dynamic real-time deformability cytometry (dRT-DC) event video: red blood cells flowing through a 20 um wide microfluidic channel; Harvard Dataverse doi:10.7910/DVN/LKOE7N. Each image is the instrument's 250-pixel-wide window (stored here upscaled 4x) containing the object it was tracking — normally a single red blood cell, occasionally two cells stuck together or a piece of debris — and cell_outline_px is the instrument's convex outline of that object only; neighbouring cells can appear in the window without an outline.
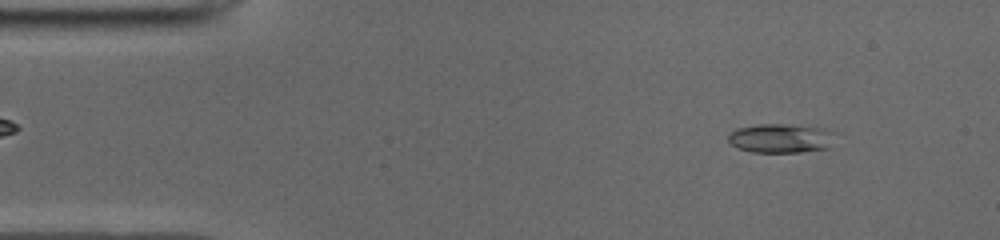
{"species": "common noctule bat (a hibernating species)", "species_latin": "Nyctalus noctula", "temperature_condition": "cold", "stored_images_in_passage": 50, "camera_frame_rate_fps": 3000, "um_per_image_px": 0.085, "animal": {"sex": "male", "body_mass_g": 19.0, "forearm_length_mm": 50.8}, "frame": {"image": 1, "passage_image": 5, "time_ms": 1.333, "image_size_px": [1000, 240], "cell_outline_px": [[832, 148], [800, 152], [752, 152], [740, 148], [732, 144], [728, 140], [728, 136], [736, 128], [760, 124], [784, 124], [824, 128], [832, 132]], "centroid_in_image_um": [66.38, 11.76], "position_along_channel_um": 18.6, "area_um2": 18.03}}
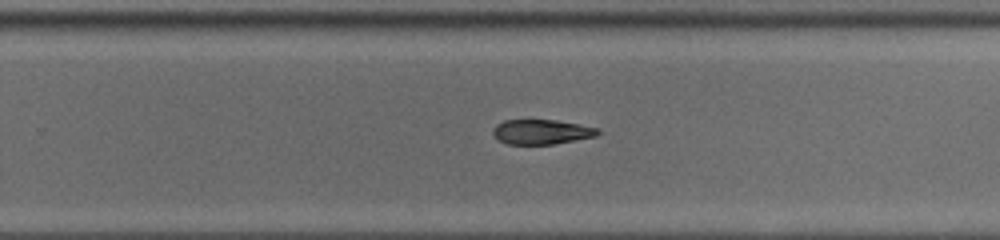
{"frame": {"image": 2, "passage_image": 31, "time_ms": 10.0, "image_size_px": [1000, 240], "cell_outline_px": [[600, 132], [596, 136], [552, 144], [508, 144], [500, 140], [492, 132], [496, 124], [504, 120], [556, 120], [600, 128]], "centroid_in_image_um": [46.05, 11.2], "position_along_channel_um": 283.8, "area_um2": 14.97}}
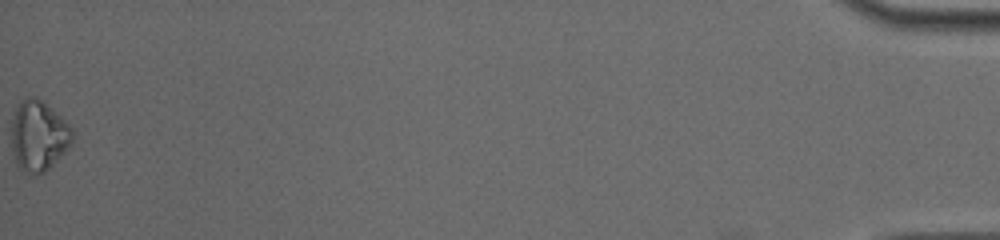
{"frame": {"image": 3, "passage_image": 50, "time_ms": 16.333, "image_size_px": [1000, 240], "cell_outline_px": [[72, 144], [44, 172], [36, 176], [28, 176], [16, 164], [12, 152], [12, 120], [16, 108], [20, 100], [28, 96], [36, 96], [44, 100], [72, 128]], "centroid_in_image_um": [3.25, 11.54], "position_along_channel_um": 431.9, "area_um2": 25.26}, "authors_computed_cell_mechanics": {"area_um2": 17.051, "velocity_mm_per_s": 3.9692, "shape_relaxation_time_tau1_ms": 5.5116, "shape_relaxation_time_tau2_ms": null, "deformation_change_tau1": 0.1119, "deformation_change_tau2": null}}